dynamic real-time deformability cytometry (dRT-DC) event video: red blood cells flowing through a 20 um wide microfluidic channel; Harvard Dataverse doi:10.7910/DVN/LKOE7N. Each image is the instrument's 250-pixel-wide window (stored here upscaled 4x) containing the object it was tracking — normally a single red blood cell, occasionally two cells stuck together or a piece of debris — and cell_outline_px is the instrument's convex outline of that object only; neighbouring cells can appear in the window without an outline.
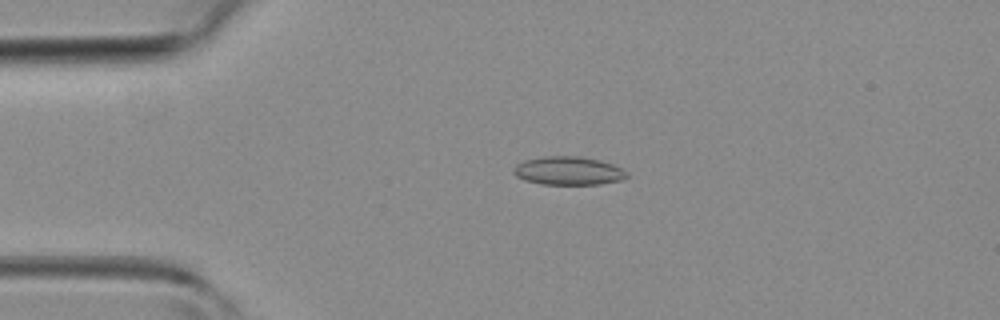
{"species": "common noctule bat (a hibernating species)", "species_latin": "Nyctalus noctula", "temperature_condition": "room temperature", "stored_images_in_passage": 9, "camera_frame_rate_fps": 3000, "um_per_image_px": 0.085, "animal": {"sex": "female", "body_mass_g": 19.3, "forearm_length_mm": 54.1}, "frame": {"image": 1, "passage_image": 5, "time_ms": 1.333, "image_size_px": [1000, 320], "cell_outline_px": [[628, 176], [620, 180], [600, 184], [540, 184], [524, 180], [516, 176], [512, 172], [512, 168], [516, 164], [524, 160], [544, 156], [580, 156], [600, 160], [612, 164], [628, 172]], "centroid_in_image_um": [48.27, 14.51], "position_along_channel_um": 36.7, "area_um2": 18.84}}